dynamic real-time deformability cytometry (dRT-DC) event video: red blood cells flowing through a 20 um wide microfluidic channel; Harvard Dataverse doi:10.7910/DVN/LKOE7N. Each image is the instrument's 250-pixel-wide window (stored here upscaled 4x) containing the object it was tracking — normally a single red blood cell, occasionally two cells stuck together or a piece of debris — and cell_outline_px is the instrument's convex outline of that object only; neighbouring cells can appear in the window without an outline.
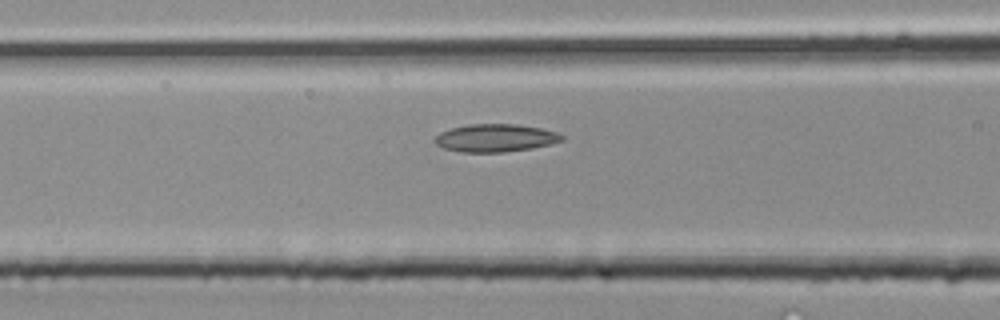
{"species": "common noctule bat (a hibernating species)", "species_latin": "Nyctalus noctula", "temperature_condition": "room temperature", "stored_images_in_passage": 6, "camera_frame_rate_fps": 3000, "um_per_image_px": 0.085, "animal": {"sex": "male", "body_mass_g": 20.4}, "frame": {"image": 1, "passage_image": 5, "time_ms": 1.333, "image_size_px": [1000, 320], "cell_outline_px": [[564, 140], [552, 144], [532, 148], [504, 152], [460, 152], [444, 148], [436, 144], [432, 140], [440, 132], [452, 128], [468, 124], [516, 124], [540, 128], [556, 132], [564, 136]], "centroid_in_image_um": [42.11, 11.73], "position_along_channel_um": 124.5, "area_um2": 20.63}}